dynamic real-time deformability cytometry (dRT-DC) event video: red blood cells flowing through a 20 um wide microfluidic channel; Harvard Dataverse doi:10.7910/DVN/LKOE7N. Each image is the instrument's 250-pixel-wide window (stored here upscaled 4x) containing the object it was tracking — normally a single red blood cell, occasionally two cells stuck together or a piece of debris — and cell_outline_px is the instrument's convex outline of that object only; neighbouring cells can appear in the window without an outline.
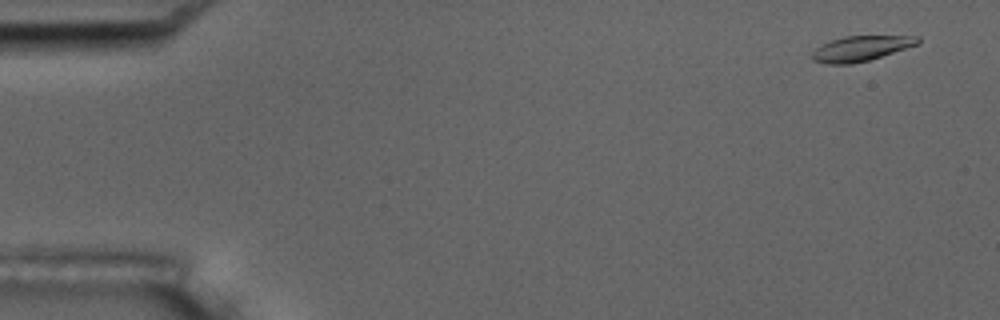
{"species": "common noctule bat (a hibernating species)", "species_latin": "Nyctalus noctula", "temperature_condition": "room temperature", "stored_images_in_passage": 4, "camera_frame_rate_fps": 3000, "um_per_image_px": 0.085, "animal": {"sex": "male", "body_mass_g": 17.5, "forearm_length_mm": 52.3}, "frame": {"image": 1, "passage_image": 1, "time_ms": 0.0, "image_size_px": [1000, 320], "cell_outline_px": [[920, 44], [868, 60], [852, 64], [828, 64], [812, 60], [812, 52], [816, 48], [832, 40], [844, 36], [920, 36]], "centroid_in_image_um": [73.2, 4.12], "position_along_channel_um": 11.8, "area_um2": 15.37}}